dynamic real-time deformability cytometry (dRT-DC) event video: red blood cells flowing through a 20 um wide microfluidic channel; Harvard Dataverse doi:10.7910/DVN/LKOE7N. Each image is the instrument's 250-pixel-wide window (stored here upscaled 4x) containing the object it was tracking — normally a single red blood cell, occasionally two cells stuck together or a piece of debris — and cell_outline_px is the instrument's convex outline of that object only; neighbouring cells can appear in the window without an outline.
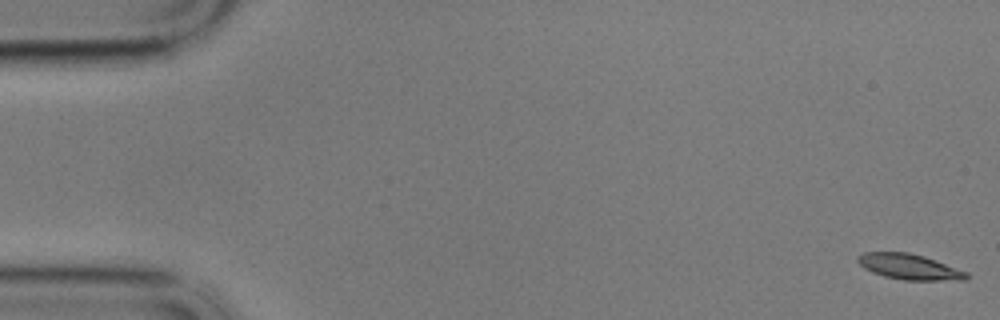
{"species": "common noctule bat (a hibernating species)", "species_latin": "Nyctalus noctula", "temperature_condition": "cold", "stored_images_in_passage": 58, "camera_frame_rate_fps": 3000, "um_per_image_px": 0.085, "animal": {"sex": "male", "body_mass_g": 17.9}, "frame": {"image": 1, "passage_image": 1, "time_ms": 0.0, "image_size_px": [1000, 320], "cell_outline_px": [[968, 276], [964, 280], [904, 280], [884, 276], [872, 272], [864, 268], [856, 260], [856, 256], [864, 252], [908, 252], [924, 256], [968, 272]], "centroid_in_image_um": [77.26, 22.67], "position_along_channel_um": 7.7, "area_um2": 16.13}}
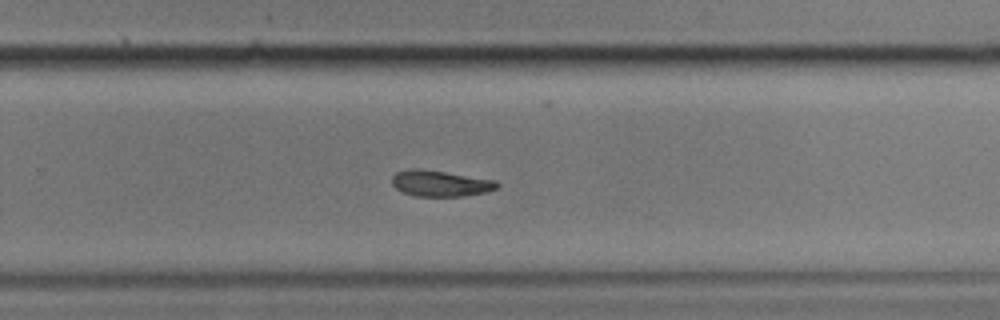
{"frame": {"image": 2, "passage_image": 38, "time_ms": 12.333, "image_size_px": [1000, 320], "cell_outline_px": [[500, 184], [496, 188], [484, 192], [464, 196], [416, 196], [404, 192], [396, 188], [392, 184], [392, 176], [396, 172], [408, 168], [420, 168], [496, 180]], "centroid_in_image_um": [37.4, 15.57], "position_along_channel_um": 292.4, "area_um2": 15.9}}
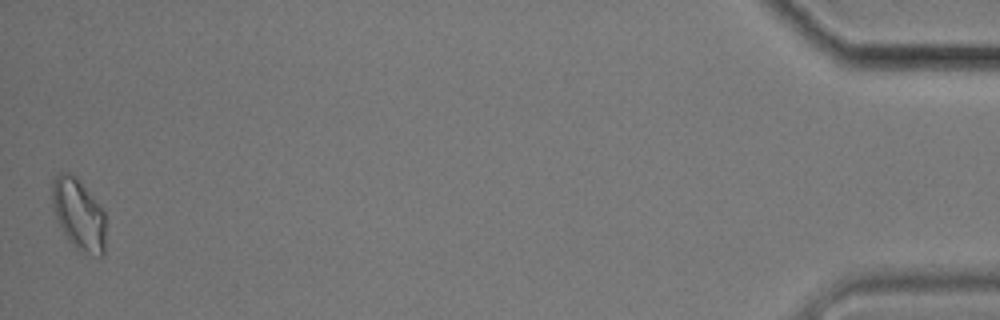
{"frame": {"image": 3, "passage_image": 58, "time_ms": 19.0, "image_size_px": [1000, 320], "cell_outline_px": [[104, 256], [100, 256], [76, 248], [68, 240], [56, 216], [52, 200], [52, 180], [60, 172], [72, 172], [76, 176], [92, 196], [104, 212]], "centroid_in_image_um": [6.67, 18.17], "position_along_channel_um": 428.5, "area_um2": 21.68}, "authors_computed_cell_mechanics": {"area_um2": 16.8198, "velocity_mm_per_s": 3.4045, "shape_relaxation_time_tau1_ms": 7.6419, "shape_relaxation_time_tau2_ms": null, "deformation_change_tau1": 0.1504, "deformation_change_tau2": null}}